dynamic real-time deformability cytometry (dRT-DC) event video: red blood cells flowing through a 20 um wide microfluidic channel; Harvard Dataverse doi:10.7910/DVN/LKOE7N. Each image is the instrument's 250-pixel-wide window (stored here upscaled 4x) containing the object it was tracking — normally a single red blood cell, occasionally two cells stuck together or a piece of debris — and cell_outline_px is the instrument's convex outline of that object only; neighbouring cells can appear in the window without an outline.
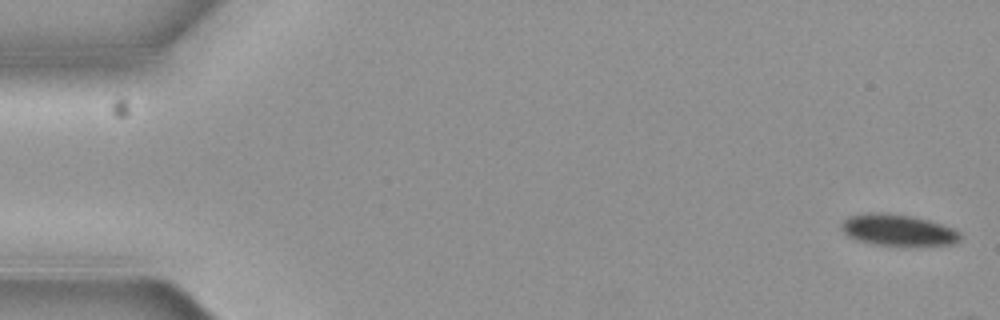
{"species": "common noctule bat (a hibernating species)", "species_latin": "Nyctalus noctula", "temperature_condition": "cold", "stored_images_in_passage": 3, "camera_frame_rate_fps": 3000, "um_per_image_px": 0.085, "animal": {"sex": "female", "body_mass_g": 19.3, "forearm_length_mm": 54.1}, "frame": {"image": 1, "passage_image": 1, "time_ms": 0.0, "image_size_px": [1000, 320], "cell_outline_px": [[960, 240], [948, 244], [876, 244], [860, 240], [848, 236], [844, 232], [844, 220], [848, 216], [868, 212], [888, 212], [912, 216], [928, 220], [956, 228], [960, 232]], "centroid_in_image_um": [76.35, 19.51], "position_along_channel_um": 8.7, "area_um2": 21.15}}